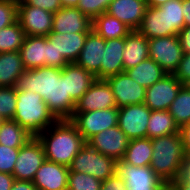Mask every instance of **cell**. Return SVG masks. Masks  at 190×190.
<instances>
[{"label":"cell","instance_id":"obj_40","mask_svg":"<svg viewBox=\"0 0 190 190\" xmlns=\"http://www.w3.org/2000/svg\"><path fill=\"white\" fill-rule=\"evenodd\" d=\"M67 64L68 62L64 59L62 54H58L55 44H53L46 36L45 66H51L62 69Z\"/></svg>","mask_w":190,"mask_h":190},{"label":"cell","instance_id":"obj_41","mask_svg":"<svg viewBox=\"0 0 190 190\" xmlns=\"http://www.w3.org/2000/svg\"><path fill=\"white\" fill-rule=\"evenodd\" d=\"M183 85H190V53H184L178 68L173 74Z\"/></svg>","mask_w":190,"mask_h":190},{"label":"cell","instance_id":"obj_23","mask_svg":"<svg viewBox=\"0 0 190 190\" xmlns=\"http://www.w3.org/2000/svg\"><path fill=\"white\" fill-rule=\"evenodd\" d=\"M124 72L149 58L148 39L138 30H132L125 37L123 50Z\"/></svg>","mask_w":190,"mask_h":190},{"label":"cell","instance_id":"obj_7","mask_svg":"<svg viewBox=\"0 0 190 190\" xmlns=\"http://www.w3.org/2000/svg\"><path fill=\"white\" fill-rule=\"evenodd\" d=\"M148 50L167 74H174L184 54L177 35L148 39Z\"/></svg>","mask_w":190,"mask_h":190},{"label":"cell","instance_id":"obj_10","mask_svg":"<svg viewBox=\"0 0 190 190\" xmlns=\"http://www.w3.org/2000/svg\"><path fill=\"white\" fill-rule=\"evenodd\" d=\"M17 21L26 36H47L52 31L53 13L19 2Z\"/></svg>","mask_w":190,"mask_h":190},{"label":"cell","instance_id":"obj_32","mask_svg":"<svg viewBox=\"0 0 190 190\" xmlns=\"http://www.w3.org/2000/svg\"><path fill=\"white\" fill-rule=\"evenodd\" d=\"M178 127L190 122V85H183L168 108Z\"/></svg>","mask_w":190,"mask_h":190},{"label":"cell","instance_id":"obj_36","mask_svg":"<svg viewBox=\"0 0 190 190\" xmlns=\"http://www.w3.org/2000/svg\"><path fill=\"white\" fill-rule=\"evenodd\" d=\"M16 88L0 87V116L6 119H13L16 108Z\"/></svg>","mask_w":190,"mask_h":190},{"label":"cell","instance_id":"obj_18","mask_svg":"<svg viewBox=\"0 0 190 190\" xmlns=\"http://www.w3.org/2000/svg\"><path fill=\"white\" fill-rule=\"evenodd\" d=\"M146 9V2L142 0H113L107 13L123 22L131 30H138Z\"/></svg>","mask_w":190,"mask_h":190},{"label":"cell","instance_id":"obj_20","mask_svg":"<svg viewBox=\"0 0 190 190\" xmlns=\"http://www.w3.org/2000/svg\"><path fill=\"white\" fill-rule=\"evenodd\" d=\"M89 32L55 33L50 32L47 38L55 44L58 54H62L68 63H75L84 46Z\"/></svg>","mask_w":190,"mask_h":190},{"label":"cell","instance_id":"obj_24","mask_svg":"<svg viewBox=\"0 0 190 190\" xmlns=\"http://www.w3.org/2000/svg\"><path fill=\"white\" fill-rule=\"evenodd\" d=\"M19 52L26 70L44 67L46 36H26Z\"/></svg>","mask_w":190,"mask_h":190},{"label":"cell","instance_id":"obj_55","mask_svg":"<svg viewBox=\"0 0 190 190\" xmlns=\"http://www.w3.org/2000/svg\"><path fill=\"white\" fill-rule=\"evenodd\" d=\"M0 1H3V2H10V3H13V4H19L20 1L22 0H0Z\"/></svg>","mask_w":190,"mask_h":190},{"label":"cell","instance_id":"obj_52","mask_svg":"<svg viewBox=\"0 0 190 190\" xmlns=\"http://www.w3.org/2000/svg\"><path fill=\"white\" fill-rule=\"evenodd\" d=\"M162 190H180L174 182H167L162 185Z\"/></svg>","mask_w":190,"mask_h":190},{"label":"cell","instance_id":"obj_51","mask_svg":"<svg viewBox=\"0 0 190 190\" xmlns=\"http://www.w3.org/2000/svg\"><path fill=\"white\" fill-rule=\"evenodd\" d=\"M62 7H77L79 0H59Z\"/></svg>","mask_w":190,"mask_h":190},{"label":"cell","instance_id":"obj_25","mask_svg":"<svg viewBox=\"0 0 190 190\" xmlns=\"http://www.w3.org/2000/svg\"><path fill=\"white\" fill-rule=\"evenodd\" d=\"M138 31L147 39L169 36L164 10L159 7H147Z\"/></svg>","mask_w":190,"mask_h":190},{"label":"cell","instance_id":"obj_44","mask_svg":"<svg viewBox=\"0 0 190 190\" xmlns=\"http://www.w3.org/2000/svg\"><path fill=\"white\" fill-rule=\"evenodd\" d=\"M174 183H190V156L185 158L180 169V174Z\"/></svg>","mask_w":190,"mask_h":190},{"label":"cell","instance_id":"obj_28","mask_svg":"<svg viewBox=\"0 0 190 190\" xmlns=\"http://www.w3.org/2000/svg\"><path fill=\"white\" fill-rule=\"evenodd\" d=\"M131 79L144 88H149L167 73L153 59L147 58L137 66L125 71Z\"/></svg>","mask_w":190,"mask_h":190},{"label":"cell","instance_id":"obj_42","mask_svg":"<svg viewBox=\"0 0 190 190\" xmlns=\"http://www.w3.org/2000/svg\"><path fill=\"white\" fill-rule=\"evenodd\" d=\"M22 2L26 5L39 7L53 14L62 7L59 0H22Z\"/></svg>","mask_w":190,"mask_h":190},{"label":"cell","instance_id":"obj_16","mask_svg":"<svg viewBox=\"0 0 190 190\" xmlns=\"http://www.w3.org/2000/svg\"><path fill=\"white\" fill-rule=\"evenodd\" d=\"M69 167L45 160L36 172L33 183L38 190L67 189Z\"/></svg>","mask_w":190,"mask_h":190},{"label":"cell","instance_id":"obj_33","mask_svg":"<svg viewBox=\"0 0 190 190\" xmlns=\"http://www.w3.org/2000/svg\"><path fill=\"white\" fill-rule=\"evenodd\" d=\"M26 37L18 21L0 29V53L19 51Z\"/></svg>","mask_w":190,"mask_h":190},{"label":"cell","instance_id":"obj_49","mask_svg":"<svg viewBox=\"0 0 190 190\" xmlns=\"http://www.w3.org/2000/svg\"><path fill=\"white\" fill-rule=\"evenodd\" d=\"M184 26L190 27V0H182Z\"/></svg>","mask_w":190,"mask_h":190},{"label":"cell","instance_id":"obj_27","mask_svg":"<svg viewBox=\"0 0 190 190\" xmlns=\"http://www.w3.org/2000/svg\"><path fill=\"white\" fill-rule=\"evenodd\" d=\"M92 30L105 40L125 38L132 31L123 22L107 12L92 20Z\"/></svg>","mask_w":190,"mask_h":190},{"label":"cell","instance_id":"obj_53","mask_svg":"<svg viewBox=\"0 0 190 190\" xmlns=\"http://www.w3.org/2000/svg\"><path fill=\"white\" fill-rule=\"evenodd\" d=\"M127 190H162V187H127Z\"/></svg>","mask_w":190,"mask_h":190},{"label":"cell","instance_id":"obj_54","mask_svg":"<svg viewBox=\"0 0 190 190\" xmlns=\"http://www.w3.org/2000/svg\"><path fill=\"white\" fill-rule=\"evenodd\" d=\"M180 190H190V183H175Z\"/></svg>","mask_w":190,"mask_h":190},{"label":"cell","instance_id":"obj_56","mask_svg":"<svg viewBox=\"0 0 190 190\" xmlns=\"http://www.w3.org/2000/svg\"><path fill=\"white\" fill-rule=\"evenodd\" d=\"M4 119L0 116V124H1V122L3 121Z\"/></svg>","mask_w":190,"mask_h":190},{"label":"cell","instance_id":"obj_26","mask_svg":"<svg viewBox=\"0 0 190 190\" xmlns=\"http://www.w3.org/2000/svg\"><path fill=\"white\" fill-rule=\"evenodd\" d=\"M25 70L19 51L0 53V87H15Z\"/></svg>","mask_w":190,"mask_h":190},{"label":"cell","instance_id":"obj_5","mask_svg":"<svg viewBox=\"0 0 190 190\" xmlns=\"http://www.w3.org/2000/svg\"><path fill=\"white\" fill-rule=\"evenodd\" d=\"M116 171L117 161L112 157L101 154L87 142L69 166V172L86 173L100 181L113 176Z\"/></svg>","mask_w":190,"mask_h":190},{"label":"cell","instance_id":"obj_11","mask_svg":"<svg viewBox=\"0 0 190 190\" xmlns=\"http://www.w3.org/2000/svg\"><path fill=\"white\" fill-rule=\"evenodd\" d=\"M183 86L173 74H166L161 80L146 88L144 104L151 110H168Z\"/></svg>","mask_w":190,"mask_h":190},{"label":"cell","instance_id":"obj_21","mask_svg":"<svg viewBox=\"0 0 190 190\" xmlns=\"http://www.w3.org/2000/svg\"><path fill=\"white\" fill-rule=\"evenodd\" d=\"M62 72L66 75L67 93L75 102L82 97L96 80L92 73L76 63H68L62 68Z\"/></svg>","mask_w":190,"mask_h":190},{"label":"cell","instance_id":"obj_34","mask_svg":"<svg viewBox=\"0 0 190 190\" xmlns=\"http://www.w3.org/2000/svg\"><path fill=\"white\" fill-rule=\"evenodd\" d=\"M166 13L167 29L169 36L178 35L184 27V17L182 10V0H168L159 7Z\"/></svg>","mask_w":190,"mask_h":190},{"label":"cell","instance_id":"obj_48","mask_svg":"<svg viewBox=\"0 0 190 190\" xmlns=\"http://www.w3.org/2000/svg\"><path fill=\"white\" fill-rule=\"evenodd\" d=\"M11 190H38L32 181L15 180Z\"/></svg>","mask_w":190,"mask_h":190},{"label":"cell","instance_id":"obj_8","mask_svg":"<svg viewBox=\"0 0 190 190\" xmlns=\"http://www.w3.org/2000/svg\"><path fill=\"white\" fill-rule=\"evenodd\" d=\"M46 160L44 148L37 137H32L19 148L13 176L15 180L33 181L34 176Z\"/></svg>","mask_w":190,"mask_h":190},{"label":"cell","instance_id":"obj_2","mask_svg":"<svg viewBox=\"0 0 190 190\" xmlns=\"http://www.w3.org/2000/svg\"><path fill=\"white\" fill-rule=\"evenodd\" d=\"M37 138L47 160L68 167L86 143L70 120H56Z\"/></svg>","mask_w":190,"mask_h":190},{"label":"cell","instance_id":"obj_15","mask_svg":"<svg viewBox=\"0 0 190 190\" xmlns=\"http://www.w3.org/2000/svg\"><path fill=\"white\" fill-rule=\"evenodd\" d=\"M92 20L76 7H61L53 14L52 31L55 33L90 32Z\"/></svg>","mask_w":190,"mask_h":190},{"label":"cell","instance_id":"obj_12","mask_svg":"<svg viewBox=\"0 0 190 190\" xmlns=\"http://www.w3.org/2000/svg\"><path fill=\"white\" fill-rule=\"evenodd\" d=\"M106 81L112 88L117 108L145 102L146 88L131 79L126 72L110 76Z\"/></svg>","mask_w":190,"mask_h":190},{"label":"cell","instance_id":"obj_14","mask_svg":"<svg viewBox=\"0 0 190 190\" xmlns=\"http://www.w3.org/2000/svg\"><path fill=\"white\" fill-rule=\"evenodd\" d=\"M116 107L111 86L105 79H96L76 102L74 112H90Z\"/></svg>","mask_w":190,"mask_h":190},{"label":"cell","instance_id":"obj_31","mask_svg":"<svg viewBox=\"0 0 190 190\" xmlns=\"http://www.w3.org/2000/svg\"><path fill=\"white\" fill-rule=\"evenodd\" d=\"M32 136L12 119L3 120L0 124V144L10 148H21Z\"/></svg>","mask_w":190,"mask_h":190},{"label":"cell","instance_id":"obj_29","mask_svg":"<svg viewBox=\"0 0 190 190\" xmlns=\"http://www.w3.org/2000/svg\"><path fill=\"white\" fill-rule=\"evenodd\" d=\"M152 139H131L122 161L133 166H150L152 160Z\"/></svg>","mask_w":190,"mask_h":190},{"label":"cell","instance_id":"obj_37","mask_svg":"<svg viewBox=\"0 0 190 190\" xmlns=\"http://www.w3.org/2000/svg\"><path fill=\"white\" fill-rule=\"evenodd\" d=\"M113 0H79L77 7L82 13L93 20L107 9Z\"/></svg>","mask_w":190,"mask_h":190},{"label":"cell","instance_id":"obj_43","mask_svg":"<svg viewBox=\"0 0 190 190\" xmlns=\"http://www.w3.org/2000/svg\"><path fill=\"white\" fill-rule=\"evenodd\" d=\"M101 190H127L124 179L116 172L113 176L102 181Z\"/></svg>","mask_w":190,"mask_h":190},{"label":"cell","instance_id":"obj_19","mask_svg":"<svg viewBox=\"0 0 190 190\" xmlns=\"http://www.w3.org/2000/svg\"><path fill=\"white\" fill-rule=\"evenodd\" d=\"M127 187H162L165 183L150 166H133L117 161V171Z\"/></svg>","mask_w":190,"mask_h":190},{"label":"cell","instance_id":"obj_38","mask_svg":"<svg viewBox=\"0 0 190 190\" xmlns=\"http://www.w3.org/2000/svg\"><path fill=\"white\" fill-rule=\"evenodd\" d=\"M19 148H10L0 144V172L13 175Z\"/></svg>","mask_w":190,"mask_h":190},{"label":"cell","instance_id":"obj_46","mask_svg":"<svg viewBox=\"0 0 190 190\" xmlns=\"http://www.w3.org/2000/svg\"><path fill=\"white\" fill-rule=\"evenodd\" d=\"M179 133L182 139L185 154L190 156V122L180 127Z\"/></svg>","mask_w":190,"mask_h":190},{"label":"cell","instance_id":"obj_39","mask_svg":"<svg viewBox=\"0 0 190 190\" xmlns=\"http://www.w3.org/2000/svg\"><path fill=\"white\" fill-rule=\"evenodd\" d=\"M17 4L0 1V29L17 21Z\"/></svg>","mask_w":190,"mask_h":190},{"label":"cell","instance_id":"obj_6","mask_svg":"<svg viewBox=\"0 0 190 190\" xmlns=\"http://www.w3.org/2000/svg\"><path fill=\"white\" fill-rule=\"evenodd\" d=\"M119 108L74 112L70 121L87 142L94 135L118 125Z\"/></svg>","mask_w":190,"mask_h":190},{"label":"cell","instance_id":"obj_4","mask_svg":"<svg viewBox=\"0 0 190 190\" xmlns=\"http://www.w3.org/2000/svg\"><path fill=\"white\" fill-rule=\"evenodd\" d=\"M16 97L15 114L12 120L16 121L32 137H38L56 121L39 94L16 89Z\"/></svg>","mask_w":190,"mask_h":190},{"label":"cell","instance_id":"obj_22","mask_svg":"<svg viewBox=\"0 0 190 190\" xmlns=\"http://www.w3.org/2000/svg\"><path fill=\"white\" fill-rule=\"evenodd\" d=\"M125 38L105 40L103 59L101 60V79L124 72L123 50Z\"/></svg>","mask_w":190,"mask_h":190},{"label":"cell","instance_id":"obj_17","mask_svg":"<svg viewBox=\"0 0 190 190\" xmlns=\"http://www.w3.org/2000/svg\"><path fill=\"white\" fill-rule=\"evenodd\" d=\"M104 48L105 39L91 30L87 34L84 46L75 63L92 73L96 79H101V60Z\"/></svg>","mask_w":190,"mask_h":190},{"label":"cell","instance_id":"obj_50","mask_svg":"<svg viewBox=\"0 0 190 190\" xmlns=\"http://www.w3.org/2000/svg\"><path fill=\"white\" fill-rule=\"evenodd\" d=\"M168 0H147L146 5L147 7H160L164 5Z\"/></svg>","mask_w":190,"mask_h":190},{"label":"cell","instance_id":"obj_30","mask_svg":"<svg viewBox=\"0 0 190 190\" xmlns=\"http://www.w3.org/2000/svg\"><path fill=\"white\" fill-rule=\"evenodd\" d=\"M180 128L168 110L151 111L147 126V138L153 139L160 136L179 133Z\"/></svg>","mask_w":190,"mask_h":190},{"label":"cell","instance_id":"obj_47","mask_svg":"<svg viewBox=\"0 0 190 190\" xmlns=\"http://www.w3.org/2000/svg\"><path fill=\"white\" fill-rule=\"evenodd\" d=\"M14 181L12 174L0 172V190H11Z\"/></svg>","mask_w":190,"mask_h":190},{"label":"cell","instance_id":"obj_3","mask_svg":"<svg viewBox=\"0 0 190 190\" xmlns=\"http://www.w3.org/2000/svg\"><path fill=\"white\" fill-rule=\"evenodd\" d=\"M152 149L150 167L163 182H174L187 157L180 133L153 138Z\"/></svg>","mask_w":190,"mask_h":190},{"label":"cell","instance_id":"obj_9","mask_svg":"<svg viewBox=\"0 0 190 190\" xmlns=\"http://www.w3.org/2000/svg\"><path fill=\"white\" fill-rule=\"evenodd\" d=\"M151 110L144 104H132L119 108L118 127L131 139L147 138V126Z\"/></svg>","mask_w":190,"mask_h":190},{"label":"cell","instance_id":"obj_35","mask_svg":"<svg viewBox=\"0 0 190 190\" xmlns=\"http://www.w3.org/2000/svg\"><path fill=\"white\" fill-rule=\"evenodd\" d=\"M102 181L86 173L69 172L68 190H101Z\"/></svg>","mask_w":190,"mask_h":190},{"label":"cell","instance_id":"obj_13","mask_svg":"<svg viewBox=\"0 0 190 190\" xmlns=\"http://www.w3.org/2000/svg\"><path fill=\"white\" fill-rule=\"evenodd\" d=\"M129 141L117 125L94 135L87 143L101 154L119 161L124 158Z\"/></svg>","mask_w":190,"mask_h":190},{"label":"cell","instance_id":"obj_45","mask_svg":"<svg viewBox=\"0 0 190 190\" xmlns=\"http://www.w3.org/2000/svg\"><path fill=\"white\" fill-rule=\"evenodd\" d=\"M177 36L183 53H190V27L184 26Z\"/></svg>","mask_w":190,"mask_h":190},{"label":"cell","instance_id":"obj_1","mask_svg":"<svg viewBox=\"0 0 190 190\" xmlns=\"http://www.w3.org/2000/svg\"><path fill=\"white\" fill-rule=\"evenodd\" d=\"M15 88L39 94L56 120H70L74 114L76 102L67 93L66 75L60 68L44 66L25 70Z\"/></svg>","mask_w":190,"mask_h":190}]
</instances>
